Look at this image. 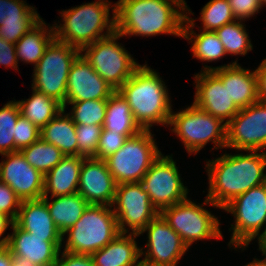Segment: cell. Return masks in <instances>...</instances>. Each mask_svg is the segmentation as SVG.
Returning <instances> with one entry per match:
<instances>
[{
    "label": "cell",
    "instance_id": "cell-53",
    "mask_svg": "<svg viewBox=\"0 0 266 266\" xmlns=\"http://www.w3.org/2000/svg\"><path fill=\"white\" fill-rule=\"evenodd\" d=\"M259 250H262L266 254V244H264Z\"/></svg>",
    "mask_w": 266,
    "mask_h": 266
},
{
    "label": "cell",
    "instance_id": "cell-45",
    "mask_svg": "<svg viewBox=\"0 0 266 266\" xmlns=\"http://www.w3.org/2000/svg\"><path fill=\"white\" fill-rule=\"evenodd\" d=\"M257 77V93L260 101L266 103V58L255 70Z\"/></svg>",
    "mask_w": 266,
    "mask_h": 266
},
{
    "label": "cell",
    "instance_id": "cell-31",
    "mask_svg": "<svg viewBox=\"0 0 266 266\" xmlns=\"http://www.w3.org/2000/svg\"><path fill=\"white\" fill-rule=\"evenodd\" d=\"M21 153L26 161L44 176L65 157L55 145L47 143L41 138L23 148Z\"/></svg>",
    "mask_w": 266,
    "mask_h": 266
},
{
    "label": "cell",
    "instance_id": "cell-39",
    "mask_svg": "<svg viewBox=\"0 0 266 266\" xmlns=\"http://www.w3.org/2000/svg\"><path fill=\"white\" fill-rule=\"evenodd\" d=\"M41 18L35 8L23 0H0V25L4 19Z\"/></svg>",
    "mask_w": 266,
    "mask_h": 266
},
{
    "label": "cell",
    "instance_id": "cell-12",
    "mask_svg": "<svg viewBox=\"0 0 266 266\" xmlns=\"http://www.w3.org/2000/svg\"><path fill=\"white\" fill-rule=\"evenodd\" d=\"M141 183L159 213L188 197V188L183 185L176 162L170 155L164 156L161 153L149 167Z\"/></svg>",
    "mask_w": 266,
    "mask_h": 266
},
{
    "label": "cell",
    "instance_id": "cell-2",
    "mask_svg": "<svg viewBox=\"0 0 266 266\" xmlns=\"http://www.w3.org/2000/svg\"><path fill=\"white\" fill-rule=\"evenodd\" d=\"M113 5L115 31L122 36L182 37L186 7L178 0H119Z\"/></svg>",
    "mask_w": 266,
    "mask_h": 266
},
{
    "label": "cell",
    "instance_id": "cell-50",
    "mask_svg": "<svg viewBox=\"0 0 266 266\" xmlns=\"http://www.w3.org/2000/svg\"><path fill=\"white\" fill-rule=\"evenodd\" d=\"M137 266H166V265H159V264H154L151 262H148L146 260H140Z\"/></svg>",
    "mask_w": 266,
    "mask_h": 266
},
{
    "label": "cell",
    "instance_id": "cell-6",
    "mask_svg": "<svg viewBox=\"0 0 266 266\" xmlns=\"http://www.w3.org/2000/svg\"><path fill=\"white\" fill-rule=\"evenodd\" d=\"M168 125L173 126L171 131L189 154H197L210 141L214 149L226 148L227 124L194 104L177 113L172 111Z\"/></svg>",
    "mask_w": 266,
    "mask_h": 266
},
{
    "label": "cell",
    "instance_id": "cell-20",
    "mask_svg": "<svg viewBox=\"0 0 266 266\" xmlns=\"http://www.w3.org/2000/svg\"><path fill=\"white\" fill-rule=\"evenodd\" d=\"M10 226L13 232L9 235L7 248L14 258L28 259L36 266L56 265L62 242H47L46 237L31 236L15 223Z\"/></svg>",
    "mask_w": 266,
    "mask_h": 266
},
{
    "label": "cell",
    "instance_id": "cell-44",
    "mask_svg": "<svg viewBox=\"0 0 266 266\" xmlns=\"http://www.w3.org/2000/svg\"><path fill=\"white\" fill-rule=\"evenodd\" d=\"M55 266H94L90 255L72 254L63 251Z\"/></svg>",
    "mask_w": 266,
    "mask_h": 266
},
{
    "label": "cell",
    "instance_id": "cell-11",
    "mask_svg": "<svg viewBox=\"0 0 266 266\" xmlns=\"http://www.w3.org/2000/svg\"><path fill=\"white\" fill-rule=\"evenodd\" d=\"M204 204L218 208L207 198L203 204L198 203V205L187 198L160 212L169 226L180 235L188 248L197 240L220 239L223 237L218 217L203 208Z\"/></svg>",
    "mask_w": 266,
    "mask_h": 266
},
{
    "label": "cell",
    "instance_id": "cell-49",
    "mask_svg": "<svg viewBox=\"0 0 266 266\" xmlns=\"http://www.w3.org/2000/svg\"><path fill=\"white\" fill-rule=\"evenodd\" d=\"M263 253V256H265V259L258 260L254 259L251 263L246 264L245 266H266V254L261 250Z\"/></svg>",
    "mask_w": 266,
    "mask_h": 266
},
{
    "label": "cell",
    "instance_id": "cell-15",
    "mask_svg": "<svg viewBox=\"0 0 266 266\" xmlns=\"http://www.w3.org/2000/svg\"><path fill=\"white\" fill-rule=\"evenodd\" d=\"M147 231V251L144 260L166 266H176L188 247L159 213L138 235Z\"/></svg>",
    "mask_w": 266,
    "mask_h": 266
},
{
    "label": "cell",
    "instance_id": "cell-24",
    "mask_svg": "<svg viewBox=\"0 0 266 266\" xmlns=\"http://www.w3.org/2000/svg\"><path fill=\"white\" fill-rule=\"evenodd\" d=\"M83 156H65L46 175L43 197L51 193V197L71 195L78 192L80 169Z\"/></svg>",
    "mask_w": 266,
    "mask_h": 266
},
{
    "label": "cell",
    "instance_id": "cell-37",
    "mask_svg": "<svg viewBox=\"0 0 266 266\" xmlns=\"http://www.w3.org/2000/svg\"><path fill=\"white\" fill-rule=\"evenodd\" d=\"M41 19L42 18L4 19L0 25V37L7 42L15 44Z\"/></svg>",
    "mask_w": 266,
    "mask_h": 266
},
{
    "label": "cell",
    "instance_id": "cell-14",
    "mask_svg": "<svg viewBox=\"0 0 266 266\" xmlns=\"http://www.w3.org/2000/svg\"><path fill=\"white\" fill-rule=\"evenodd\" d=\"M226 148L238 151L266 149V103L258 100L242 108L227 123Z\"/></svg>",
    "mask_w": 266,
    "mask_h": 266
},
{
    "label": "cell",
    "instance_id": "cell-16",
    "mask_svg": "<svg viewBox=\"0 0 266 266\" xmlns=\"http://www.w3.org/2000/svg\"><path fill=\"white\" fill-rule=\"evenodd\" d=\"M2 155L6 160L0 163V181L10 186L21 201L41 199L45 176L26 161L21 151Z\"/></svg>",
    "mask_w": 266,
    "mask_h": 266
},
{
    "label": "cell",
    "instance_id": "cell-41",
    "mask_svg": "<svg viewBox=\"0 0 266 266\" xmlns=\"http://www.w3.org/2000/svg\"><path fill=\"white\" fill-rule=\"evenodd\" d=\"M22 201L4 182L0 181V213L15 222Z\"/></svg>",
    "mask_w": 266,
    "mask_h": 266
},
{
    "label": "cell",
    "instance_id": "cell-29",
    "mask_svg": "<svg viewBox=\"0 0 266 266\" xmlns=\"http://www.w3.org/2000/svg\"><path fill=\"white\" fill-rule=\"evenodd\" d=\"M194 23L195 20L186 14L182 38L190 40L193 43L191 46L193 57L203 62L222 59L226 55V52L217 34L212 31H201L200 34H196L193 31Z\"/></svg>",
    "mask_w": 266,
    "mask_h": 266
},
{
    "label": "cell",
    "instance_id": "cell-46",
    "mask_svg": "<svg viewBox=\"0 0 266 266\" xmlns=\"http://www.w3.org/2000/svg\"><path fill=\"white\" fill-rule=\"evenodd\" d=\"M13 223L14 222L9 217H6L5 215L0 213V238L2 235H4L3 233L7 230L9 225L10 224L12 225ZM9 235L10 234L0 239V248L7 247L9 241Z\"/></svg>",
    "mask_w": 266,
    "mask_h": 266
},
{
    "label": "cell",
    "instance_id": "cell-48",
    "mask_svg": "<svg viewBox=\"0 0 266 266\" xmlns=\"http://www.w3.org/2000/svg\"><path fill=\"white\" fill-rule=\"evenodd\" d=\"M11 266H36L28 259L24 258H13Z\"/></svg>",
    "mask_w": 266,
    "mask_h": 266
},
{
    "label": "cell",
    "instance_id": "cell-19",
    "mask_svg": "<svg viewBox=\"0 0 266 266\" xmlns=\"http://www.w3.org/2000/svg\"><path fill=\"white\" fill-rule=\"evenodd\" d=\"M115 91L82 53L75 59L68 74L66 102L107 100Z\"/></svg>",
    "mask_w": 266,
    "mask_h": 266
},
{
    "label": "cell",
    "instance_id": "cell-34",
    "mask_svg": "<svg viewBox=\"0 0 266 266\" xmlns=\"http://www.w3.org/2000/svg\"><path fill=\"white\" fill-rule=\"evenodd\" d=\"M200 13L203 31L215 32L223 25L236 20L227 0H210Z\"/></svg>",
    "mask_w": 266,
    "mask_h": 266
},
{
    "label": "cell",
    "instance_id": "cell-8",
    "mask_svg": "<svg viewBox=\"0 0 266 266\" xmlns=\"http://www.w3.org/2000/svg\"><path fill=\"white\" fill-rule=\"evenodd\" d=\"M151 130H142L105 159L116 184L141 182L152 163L161 155Z\"/></svg>",
    "mask_w": 266,
    "mask_h": 266
},
{
    "label": "cell",
    "instance_id": "cell-38",
    "mask_svg": "<svg viewBox=\"0 0 266 266\" xmlns=\"http://www.w3.org/2000/svg\"><path fill=\"white\" fill-rule=\"evenodd\" d=\"M41 130L22 115L19 116L15 125V152L30 146L40 139Z\"/></svg>",
    "mask_w": 266,
    "mask_h": 266
},
{
    "label": "cell",
    "instance_id": "cell-32",
    "mask_svg": "<svg viewBox=\"0 0 266 266\" xmlns=\"http://www.w3.org/2000/svg\"><path fill=\"white\" fill-rule=\"evenodd\" d=\"M224 46L226 54L246 55L253 49L251 40L241 20L223 25L215 31Z\"/></svg>",
    "mask_w": 266,
    "mask_h": 266
},
{
    "label": "cell",
    "instance_id": "cell-7",
    "mask_svg": "<svg viewBox=\"0 0 266 266\" xmlns=\"http://www.w3.org/2000/svg\"><path fill=\"white\" fill-rule=\"evenodd\" d=\"M80 54L81 50L54 39L34 67L31 88L65 107L68 74Z\"/></svg>",
    "mask_w": 266,
    "mask_h": 266
},
{
    "label": "cell",
    "instance_id": "cell-43",
    "mask_svg": "<svg viewBox=\"0 0 266 266\" xmlns=\"http://www.w3.org/2000/svg\"><path fill=\"white\" fill-rule=\"evenodd\" d=\"M0 65L17 70L18 59L15 44L7 42L0 37Z\"/></svg>",
    "mask_w": 266,
    "mask_h": 266
},
{
    "label": "cell",
    "instance_id": "cell-27",
    "mask_svg": "<svg viewBox=\"0 0 266 266\" xmlns=\"http://www.w3.org/2000/svg\"><path fill=\"white\" fill-rule=\"evenodd\" d=\"M55 198V199H54ZM49 209L50 216L59 232L63 235L83 215L89 203L77 192L71 195L42 197Z\"/></svg>",
    "mask_w": 266,
    "mask_h": 266
},
{
    "label": "cell",
    "instance_id": "cell-51",
    "mask_svg": "<svg viewBox=\"0 0 266 266\" xmlns=\"http://www.w3.org/2000/svg\"><path fill=\"white\" fill-rule=\"evenodd\" d=\"M266 244V229L261 233V247Z\"/></svg>",
    "mask_w": 266,
    "mask_h": 266
},
{
    "label": "cell",
    "instance_id": "cell-17",
    "mask_svg": "<svg viewBox=\"0 0 266 266\" xmlns=\"http://www.w3.org/2000/svg\"><path fill=\"white\" fill-rule=\"evenodd\" d=\"M194 79L196 92L193 104L227 124L240 110L230 100L227 85H223L213 71L201 70Z\"/></svg>",
    "mask_w": 266,
    "mask_h": 266
},
{
    "label": "cell",
    "instance_id": "cell-33",
    "mask_svg": "<svg viewBox=\"0 0 266 266\" xmlns=\"http://www.w3.org/2000/svg\"><path fill=\"white\" fill-rule=\"evenodd\" d=\"M73 105L69 116L75 124L100 125L103 127L106 115L107 100H85L81 102H66L65 107ZM71 113V114H70Z\"/></svg>",
    "mask_w": 266,
    "mask_h": 266
},
{
    "label": "cell",
    "instance_id": "cell-21",
    "mask_svg": "<svg viewBox=\"0 0 266 266\" xmlns=\"http://www.w3.org/2000/svg\"><path fill=\"white\" fill-rule=\"evenodd\" d=\"M203 71H213L227 85L230 100L239 108H246L259 100L255 70L242 68L237 60L219 67L204 66Z\"/></svg>",
    "mask_w": 266,
    "mask_h": 266
},
{
    "label": "cell",
    "instance_id": "cell-36",
    "mask_svg": "<svg viewBox=\"0 0 266 266\" xmlns=\"http://www.w3.org/2000/svg\"><path fill=\"white\" fill-rule=\"evenodd\" d=\"M103 127L100 125L76 124V137L78 143V156L94 157Z\"/></svg>",
    "mask_w": 266,
    "mask_h": 266
},
{
    "label": "cell",
    "instance_id": "cell-54",
    "mask_svg": "<svg viewBox=\"0 0 266 266\" xmlns=\"http://www.w3.org/2000/svg\"><path fill=\"white\" fill-rule=\"evenodd\" d=\"M264 5H266V0H261V6L263 7Z\"/></svg>",
    "mask_w": 266,
    "mask_h": 266
},
{
    "label": "cell",
    "instance_id": "cell-18",
    "mask_svg": "<svg viewBox=\"0 0 266 266\" xmlns=\"http://www.w3.org/2000/svg\"><path fill=\"white\" fill-rule=\"evenodd\" d=\"M116 186L105 160L94 157L83 160L78 193L89 204L113 206Z\"/></svg>",
    "mask_w": 266,
    "mask_h": 266
},
{
    "label": "cell",
    "instance_id": "cell-52",
    "mask_svg": "<svg viewBox=\"0 0 266 266\" xmlns=\"http://www.w3.org/2000/svg\"><path fill=\"white\" fill-rule=\"evenodd\" d=\"M178 1H180L186 7V14L187 13H188V15L189 14H194V13L191 12V9L188 8L187 3L185 2V0H178Z\"/></svg>",
    "mask_w": 266,
    "mask_h": 266
},
{
    "label": "cell",
    "instance_id": "cell-26",
    "mask_svg": "<svg viewBox=\"0 0 266 266\" xmlns=\"http://www.w3.org/2000/svg\"><path fill=\"white\" fill-rule=\"evenodd\" d=\"M54 39V26L48 27L41 19L15 43L18 61L33 63L35 67Z\"/></svg>",
    "mask_w": 266,
    "mask_h": 266
},
{
    "label": "cell",
    "instance_id": "cell-9",
    "mask_svg": "<svg viewBox=\"0 0 266 266\" xmlns=\"http://www.w3.org/2000/svg\"><path fill=\"white\" fill-rule=\"evenodd\" d=\"M121 37V34L114 31L81 50L97 74L115 90H118L141 66L123 48L124 46L117 42Z\"/></svg>",
    "mask_w": 266,
    "mask_h": 266
},
{
    "label": "cell",
    "instance_id": "cell-3",
    "mask_svg": "<svg viewBox=\"0 0 266 266\" xmlns=\"http://www.w3.org/2000/svg\"><path fill=\"white\" fill-rule=\"evenodd\" d=\"M117 91L128 102L142 130H150L154 124L169 126L172 105L167 87L147 64L141 65Z\"/></svg>",
    "mask_w": 266,
    "mask_h": 266
},
{
    "label": "cell",
    "instance_id": "cell-22",
    "mask_svg": "<svg viewBox=\"0 0 266 266\" xmlns=\"http://www.w3.org/2000/svg\"><path fill=\"white\" fill-rule=\"evenodd\" d=\"M14 223L31 236L46 237L47 242H63L62 234L55 226L42 198L22 201Z\"/></svg>",
    "mask_w": 266,
    "mask_h": 266
},
{
    "label": "cell",
    "instance_id": "cell-5",
    "mask_svg": "<svg viewBox=\"0 0 266 266\" xmlns=\"http://www.w3.org/2000/svg\"><path fill=\"white\" fill-rule=\"evenodd\" d=\"M113 206L89 204L81 218L62 235L67 234L62 251L91 255L110 243L120 232Z\"/></svg>",
    "mask_w": 266,
    "mask_h": 266
},
{
    "label": "cell",
    "instance_id": "cell-28",
    "mask_svg": "<svg viewBox=\"0 0 266 266\" xmlns=\"http://www.w3.org/2000/svg\"><path fill=\"white\" fill-rule=\"evenodd\" d=\"M103 129L124 134L128 138L142 131L134 120L128 102L117 90L107 99Z\"/></svg>",
    "mask_w": 266,
    "mask_h": 266
},
{
    "label": "cell",
    "instance_id": "cell-4",
    "mask_svg": "<svg viewBox=\"0 0 266 266\" xmlns=\"http://www.w3.org/2000/svg\"><path fill=\"white\" fill-rule=\"evenodd\" d=\"M110 6L112 19L110 18ZM108 0L85 3L60 12L63 24H54L55 39L79 50L115 31V8ZM104 29L107 30L105 33Z\"/></svg>",
    "mask_w": 266,
    "mask_h": 266
},
{
    "label": "cell",
    "instance_id": "cell-42",
    "mask_svg": "<svg viewBox=\"0 0 266 266\" xmlns=\"http://www.w3.org/2000/svg\"><path fill=\"white\" fill-rule=\"evenodd\" d=\"M236 20L252 17L262 8L261 0H227Z\"/></svg>",
    "mask_w": 266,
    "mask_h": 266
},
{
    "label": "cell",
    "instance_id": "cell-25",
    "mask_svg": "<svg viewBox=\"0 0 266 266\" xmlns=\"http://www.w3.org/2000/svg\"><path fill=\"white\" fill-rule=\"evenodd\" d=\"M40 138L55 145L65 156H78L76 124L65 109L41 129Z\"/></svg>",
    "mask_w": 266,
    "mask_h": 266
},
{
    "label": "cell",
    "instance_id": "cell-13",
    "mask_svg": "<svg viewBox=\"0 0 266 266\" xmlns=\"http://www.w3.org/2000/svg\"><path fill=\"white\" fill-rule=\"evenodd\" d=\"M113 211L120 233L139 234L158 214L141 182L121 183L116 186ZM128 228H126V226Z\"/></svg>",
    "mask_w": 266,
    "mask_h": 266
},
{
    "label": "cell",
    "instance_id": "cell-30",
    "mask_svg": "<svg viewBox=\"0 0 266 266\" xmlns=\"http://www.w3.org/2000/svg\"><path fill=\"white\" fill-rule=\"evenodd\" d=\"M32 90L31 98L19 100L17 103L21 115L41 130L50 120L60 113L63 106L44 93L34 88Z\"/></svg>",
    "mask_w": 266,
    "mask_h": 266
},
{
    "label": "cell",
    "instance_id": "cell-47",
    "mask_svg": "<svg viewBox=\"0 0 266 266\" xmlns=\"http://www.w3.org/2000/svg\"><path fill=\"white\" fill-rule=\"evenodd\" d=\"M13 258L7 247L0 248V266H11Z\"/></svg>",
    "mask_w": 266,
    "mask_h": 266
},
{
    "label": "cell",
    "instance_id": "cell-23",
    "mask_svg": "<svg viewBox=\"0 0 266 266\" xmlns=\"http://www.w3.org/2000/svg\"><path fill=\"white\" fill-rule=\"evenodd\" d=\"M138 234L119 233L105 247L90 256L94 266H137L141 257V250L135 238Z\"/></svg>",
    "mask_w": 266,
    "mask_h": 266
},
{
    "label": "cell",
    "instance_id": "cell-35",
    "mask_svg": "<svg viewBox=\"0 0 266 266\" xmlns=\"http://www.w3.org/2000/svg\"><path fill=\"white\" fill-rule=\"evenodd\" d=\"M21 115L17 101H9L0 108V154L15 152V125Z\"/></svg>",
    "mask_w": 266,
    "mask_h": 266
},
{
    "label": "cell",
    "instance_id": "cell-40",
    "mask_svg": "<svg viewBox=\"0 0 266 266\" xmlns=\"http://www.w3.org/2000/svg\"><path fill=\"white\" fill-rule=\"evenodd\" d=\"M127 139L128 137L124 134L102 129L97 152L94 158L105 160L110 155L118 151L127 141Z\"/></svg>",
    "mask_w": 266,
    "mask_h": 266
},
{
    "label": "cell",
    "instance_id": "cell-10",
    "mask_svg": "<svg viewBox=\"0 0 266 266\" xmlns=\"http://www.w3.org/2000/svg\"><path fill=\"white\" fill-rule=\"evenodd\" d=\"M223 210L233 214L232 237L229 246L246 250L249 243L257 237L261 248L260 230L266 229V183L253 187L227 204ZM244 246V247H243Z\"/></svg>",
    "mask_w": 266,
    "mask_h": 266
},
{
    "label": "cell",
    "instance_id": "cell-1",
    "mask_svg": "<svg viewBox=\"0 0 266 266\" xmlns=\"http://www.w3.org/2000/svg\"><path fill=\"white\" fill-rule=\"evenodd\" d=\"M224 154L206 162L209 190L206 198L223 209L249 189L266 183V151Z\"/></svg>",
    "mask_w": 266,
    "mask_h": 266
}]
</instances>
